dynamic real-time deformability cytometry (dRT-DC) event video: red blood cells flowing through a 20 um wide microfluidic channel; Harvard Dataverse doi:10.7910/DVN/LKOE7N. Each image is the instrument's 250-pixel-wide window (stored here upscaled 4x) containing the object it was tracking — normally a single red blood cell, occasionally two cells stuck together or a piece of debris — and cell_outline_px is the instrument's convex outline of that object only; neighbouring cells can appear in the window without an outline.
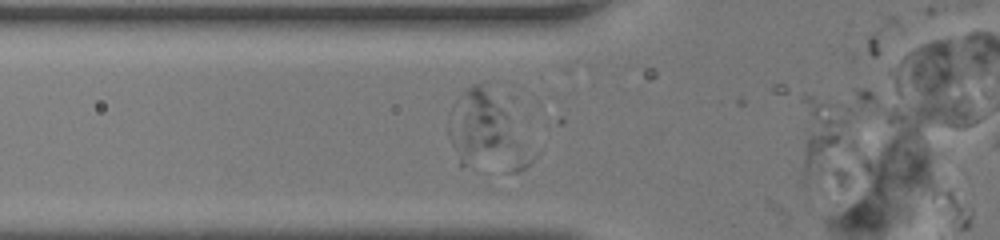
{"species": "human", "species_latin": "Homo sapiens", "temperature_condition": "room temperature", "stored_images_in_passage": 8, "camera_frame_rate_fps": 3000, "um_per_image_px": 0.085, "donor": {"sex": "female"}, "frame": {"image": 1, "passage_image": 5, "time_ms": 1.333, "image_size_px": [1000, 240], "cell_outline_px": [[516, 100], [508, 144], [460, 168], [448, 132], [448, 120], [452, 108], [456, 100], [464, 88], [472, 84], [484, 80], [516, 96]], "centroid_in_image_um": [40.85, 10.31], "position_along_channel_um": 85.0, "area_um2": 30.0}}